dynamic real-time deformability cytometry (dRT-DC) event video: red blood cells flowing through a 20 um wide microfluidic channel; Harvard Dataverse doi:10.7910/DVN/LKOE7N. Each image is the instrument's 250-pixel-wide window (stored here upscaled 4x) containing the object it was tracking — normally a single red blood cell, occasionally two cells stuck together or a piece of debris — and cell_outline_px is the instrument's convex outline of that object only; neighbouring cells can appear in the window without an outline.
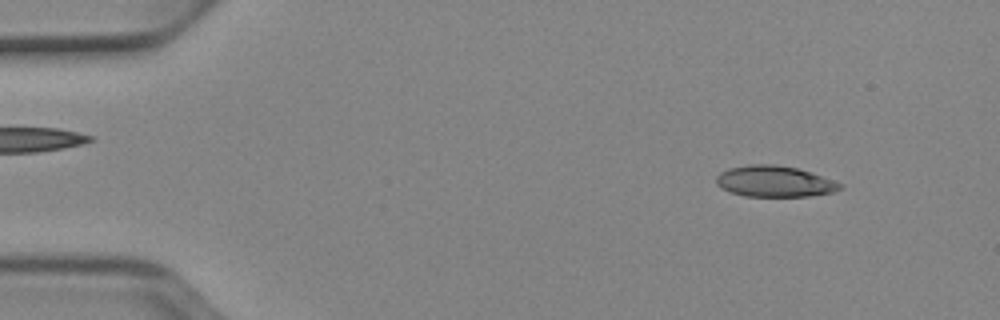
{"species": "Egyptian fruit bat (a non-hibernating species)", "species_latin": "Rousettus aegyptiacus", "temperature_condition": "cold", "stored_images_in_passage": 51, "camera_frame_rate_fps": 3000, "um_per_image_px": 0.085, "animal": {"sex": "female"}, "frame": {"image": 1, "passage_image": 5, "time_ms": 1.333, "image_size_px": [1000, 320], "cell_outline_px": [[844, 188], [832, 192], [808, 196], [744, 196], [732, 192], [716, 184], [716, 176], [720, 172], [728, 168], [748, 164], [776, 164], [796, 168], [844, 184]], "centroid_in_image_um": [65.82, 15.41], "position_along_channel_um": 19.2, "area_um2": 22.25}}
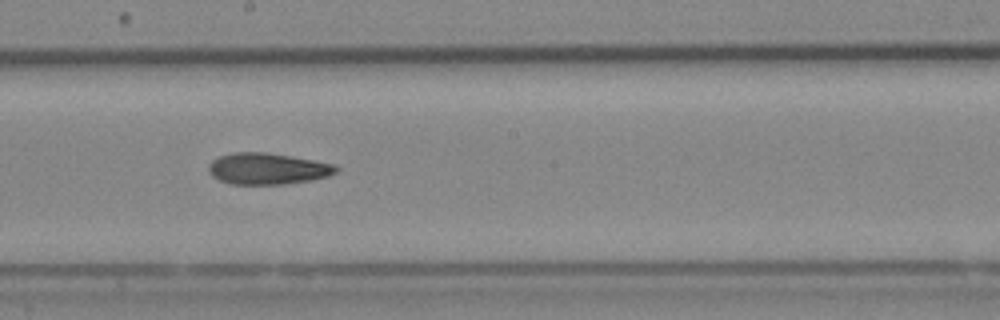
{"frame": {"image": 2, "passage_image": 28, "time_ms": 9.0, "image_size_px": [1000, 320], "cell_outline_px": [[340, 168], [336, 172], [328, 176], [312, 180], [284, 184], [232, 184], [220, 180], [212, 176], [208, 172], [208, 164], [212, 160], [220, 156], [232, 152], [264, 152], [336, 164]], "centroid_in_image_um": [22.73, 14.34], "position_along_channel_um": 225.5, "area_um2": 23.29}}
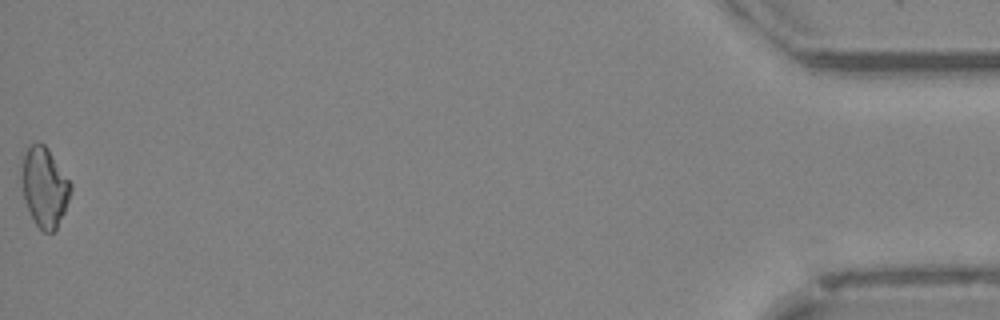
{"frame": {"image": 3, "passage_image": 51, "time_ms": 16.667, "image_size_px": [1000, 320], "cell_outline_px": [[72, 192], [64, 212], [56, 228], [52, 232], [44, 232], [36, 224], [24, 200], [20, 172], [24, 156], [28, 148], [36, 140], [40, 140], [48, 148], [72, 184]], "centroid_in_image_um": [3.78, 15.86], "position_along_channel_um": 431.4, "area_um2": 22.77}}